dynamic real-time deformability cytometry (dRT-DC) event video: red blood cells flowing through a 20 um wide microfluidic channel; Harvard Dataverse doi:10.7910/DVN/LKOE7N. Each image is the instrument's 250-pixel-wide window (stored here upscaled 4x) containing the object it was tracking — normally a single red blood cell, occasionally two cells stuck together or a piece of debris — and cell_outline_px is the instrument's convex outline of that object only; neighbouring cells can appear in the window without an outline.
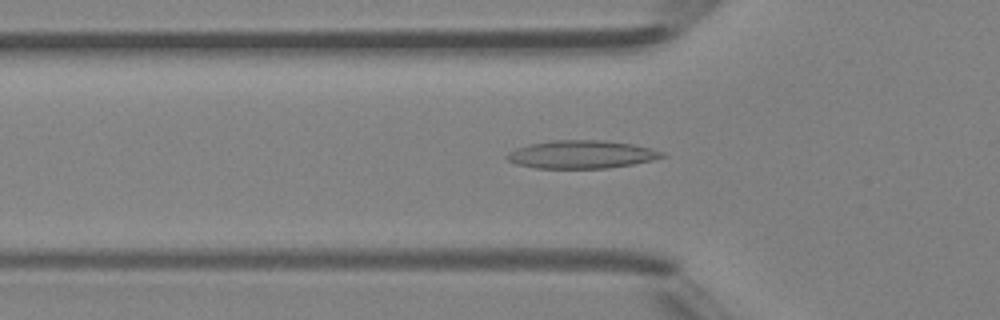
{"species": "Egyptian fruit bat (a non-hibernating species)", "species_latin": "Rousettus aegyptiacus", "temperature_condition": "room temperature", "stored_images_in_passage": 37, "camera_frame_rate_fps": 3000, "um_per_image_px": 0.085, "animal": {"sex": "female"}, "frame": {"image": 1, "passage_image": 6, "time_ms": 1.667, "image_size_px": [1000, 320], "cell_outline_px": [[668, 156], [652, 160], [632, 164], [604, 168], [536, 168], [516, 164], [508, 160], [504, 156], [508, 152], [516, 148], [532, 144], [552, 140], [604, 140], [636, 144], [664, 152]], "centroid_in_image_um": [49.45, 13.12], "position_along_channel_um": 76.4, "area_um2": 25.37}}
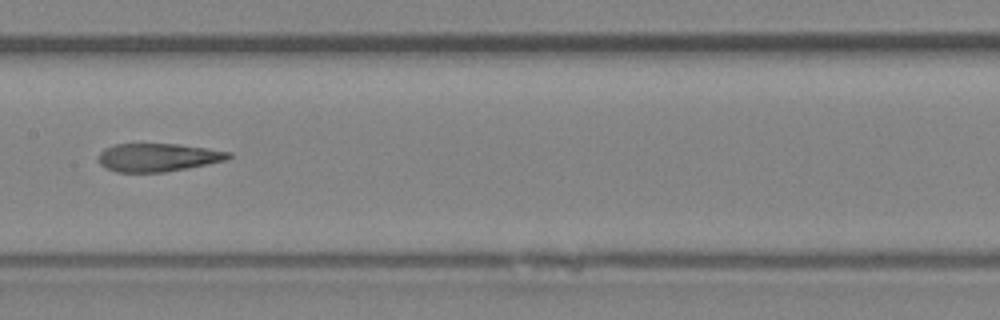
{"frame": {"image": 2, "passage_image": 14, "time_ms": 4.333, "image_size_px": [1000, 320], "cell_outline_px": [[232, 156], [228, 160], [188, 168], [164, 172], [116, 172], [104, 168], [100, 164], [100, 152], [104, 148], [112, 144], [176, 144], [232, 152]], "centroid_in_image_um": [13.42, 13.38], "position_along_channel_um": 194.0, "area_um2": 21.39}}
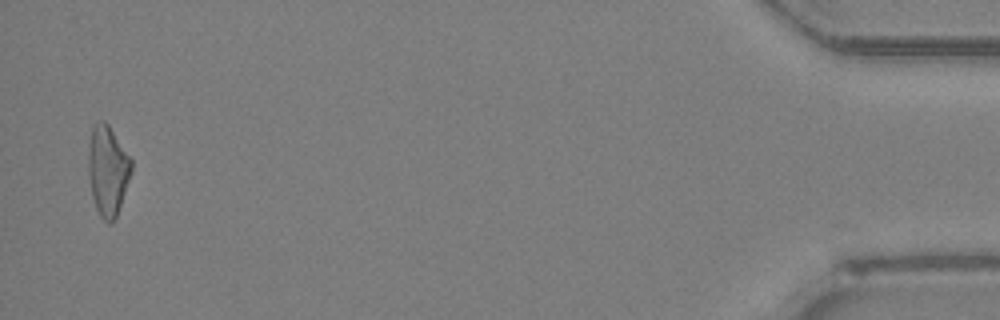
{"frame": {"image": 3, "passage_image": 36, "time_ms": 11.667, "image_size_px": [1000, 320], "cell_outline_px": [[132, 172], [116, 216], [108, 224], [100, 216], [96, 208], [92, 196], [88, 176], [88, 152], [92, 124], [96, 120], [104, 120], [108, 124], [132, 160]], "centroid_in_image_um": [9.14, 14.45], "position_along_channel_um": 426.1, "area_um2": 22.6}, "authors_computed_cell_mechanics": {"area_um2": 22.3686, "velocity_mm_per_s": 4.4376, "shape_relaxation_time_tau1_ms": null, "shape_relaxation_time_tau2_ms": 2.9338, "deformation_change_tau1": null, "deformation_change_tau2": 0.1342}}